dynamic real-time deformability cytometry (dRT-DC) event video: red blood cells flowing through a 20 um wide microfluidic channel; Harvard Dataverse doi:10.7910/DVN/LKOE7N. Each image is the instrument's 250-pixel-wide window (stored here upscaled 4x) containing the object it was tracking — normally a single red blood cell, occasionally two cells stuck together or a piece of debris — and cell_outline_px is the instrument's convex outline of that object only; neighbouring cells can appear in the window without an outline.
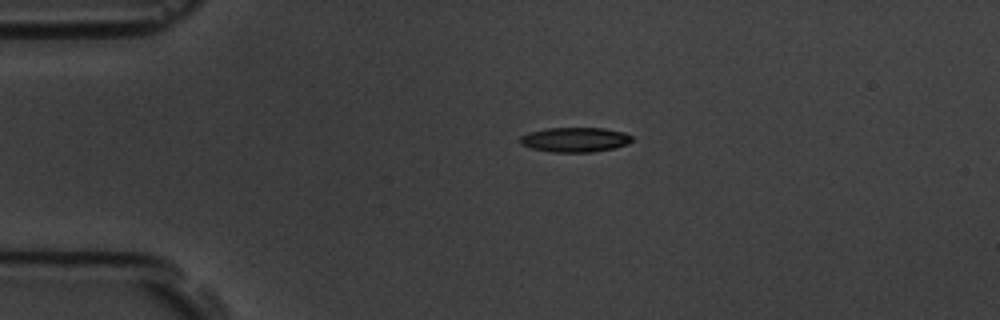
{"species": "common noctule bat (a hibernating species)", "species_latin": "Nyctalus noctula", "temperature_condition": "room temperature", "stored_images_in_passage": 3, "camera_frame_rate_fps": 3000, "um_per_image_px": 0.085, "animal": {"sex": "male", "body_mass_g": 19.5, "forearm_length_mm": 54.6}, "frame": {"image": 1, "passage_image": 1, "time_ms": 0.0, "image_size_px": [1000, 320], "cell_outline_px": [[632, 140], [628, 144], [612, 148], [592, 152], [552, 152], [532, 148], [520, 144], [520, 136], [528, 132], [544, 128], [604, 128], [624, 132], [632, 136]], "centroid_in_image_um": [48.85, 11.86], "position_along_channel_um": 36.1, "area_um2": 16.13}}
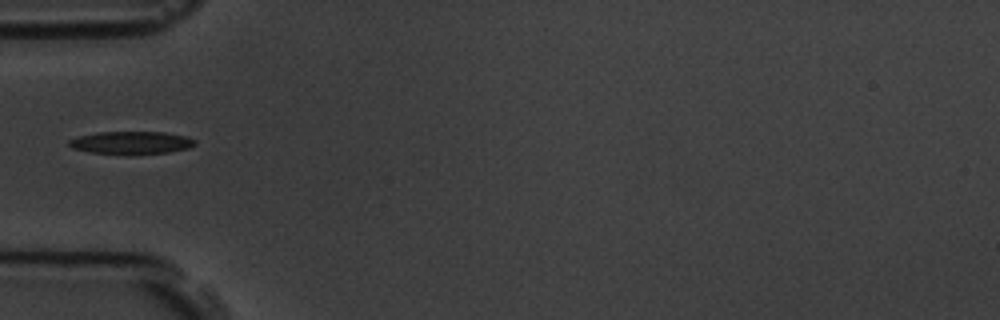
{"frame": {"image": 2, "passage_image": 2, "time_ms": 2.0, "image_size_px": [1000, 320], "cell_outline_px": [[196, 144], [188, 148], [168, 152], [132, 156], [92, 152], [72, 148], [68, 144], [68, 140], [80, 136], [96, 132], [164, 132], [184, 136], [196, 140]], "centroid_in_image_um": [11.16, 12.15], "position_along_channel_um": 73.8, "area_um2": 16.94}}
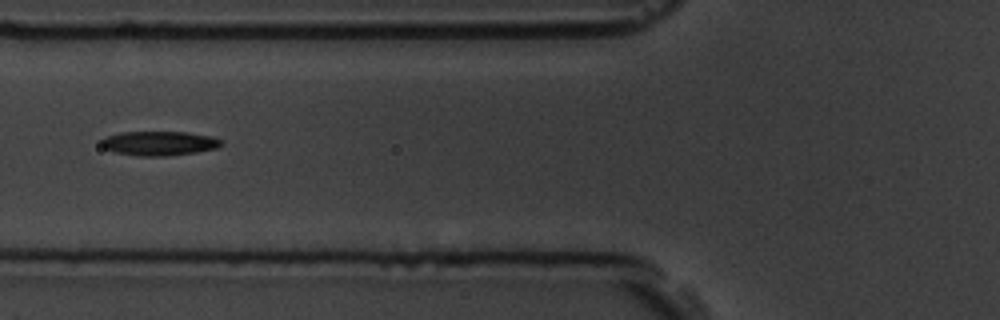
{"frame": {"image": 3, "passage_image": 3, "time_ms": 3.0, "image_size_px": [1000, 320], "cell_outline_px": [[224, 144], [216, 148], [196, 152], [168, 156], [136, 156], [112, 152], [104, 148], [100, 144], [100, 140], [104, 136], [120, 132], [188, 132], [212, 136], [224, 140]], "centroid_in_image_um": [13.51, 12.18], "position_along_channel_um": 112.3, "area_um2": 17.4}}